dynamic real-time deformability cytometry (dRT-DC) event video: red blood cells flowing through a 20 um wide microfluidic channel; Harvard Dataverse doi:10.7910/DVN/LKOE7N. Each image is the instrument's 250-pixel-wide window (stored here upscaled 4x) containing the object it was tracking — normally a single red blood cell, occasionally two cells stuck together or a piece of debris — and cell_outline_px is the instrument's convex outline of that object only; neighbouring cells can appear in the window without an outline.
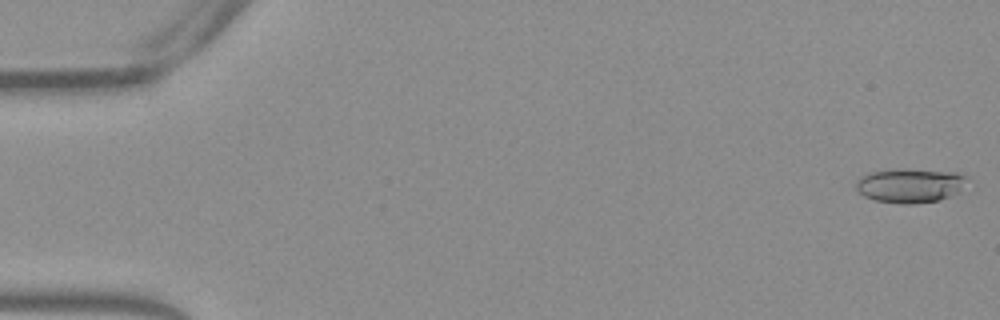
{"species": "Egyptian fruit bat (a non-hibernating species)", "species_latin": "Rousettus aegyptiacus", "temperature_condition": "warm", "stored_images_in_passage": 53, "camera_frame_rate_fps": 3000, "um_per_image_px": 0.085, "frame": {"image": 1, "passage_image": 1, "time_ms": 0.0, "image_size_px": [1000, 320], "cell_outline_px": [[968, 176], [956, 192], [940, 200], [916, 204], [900, 204], [876, 200], [864, 196], [856, 188], [856, 180], [872, 172], [892, 168], [908, 168], [964, 172]], "centroid_in_image_um": [77.36, 15.74], "position_along_channel_um": 7.6, "area_um2": 22.37}}
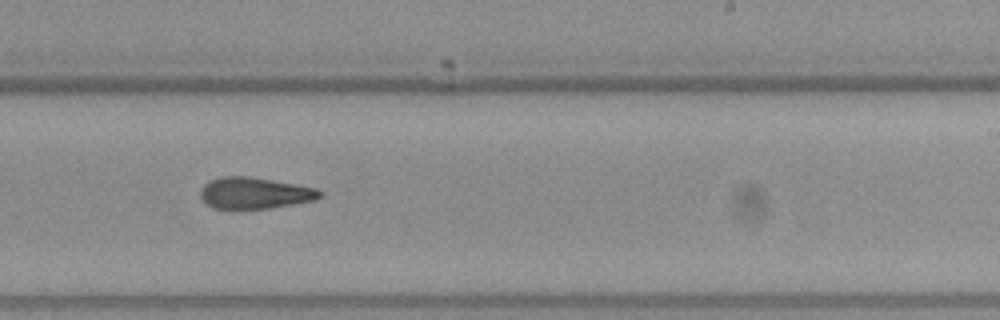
{"frame": {"image": 2, "passage_image": 33, "time_ms": 10.667, "image_size_px": [1000, 320], "cell_outline_px": [[324, 196], [316, 200], [268, 208], [212, 208], [200, 196], [200, 192], [204, 184], [208, 180], [224, 176], [248, 176], [272, 180], [316, 188]], "centroid_in_image_um": [21.64, 16.4], "position_along_channel_um": 267.4, "area_um2": 21.62}}
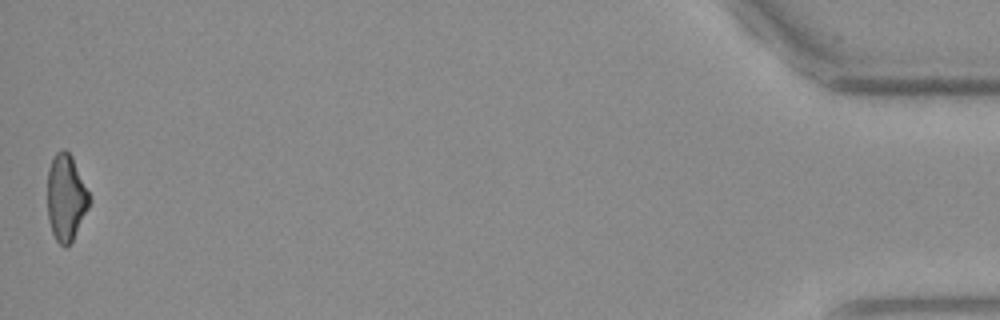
{"frame": {"image": 3, "passage_image": 53, "time_ms": 17.333, "image_size_px": [1000, 320], "cell_outline_px": [[92, 200], [72, 240], [64, 248], [56, 240], [52, 232], [48, 220], [48, 172], [52, 156], [60, 148], [64, 148], [72, 156]], "centroid_in_image_um": [5.6, 16.76], "position_along_channel_um": 429.6, "area_um2": 21.04}, "authors_computed_cell_mechanics": {"area_um2": 22.1374, "velocity_mm_per_s": 3.8474, "shape_relaxation_time_tau1_ms": null, "shape_relaxation_time_tau2_ms": 5.4138, "deformation_change_tau1": null, "deformation_change_tau2": 0.1632}}